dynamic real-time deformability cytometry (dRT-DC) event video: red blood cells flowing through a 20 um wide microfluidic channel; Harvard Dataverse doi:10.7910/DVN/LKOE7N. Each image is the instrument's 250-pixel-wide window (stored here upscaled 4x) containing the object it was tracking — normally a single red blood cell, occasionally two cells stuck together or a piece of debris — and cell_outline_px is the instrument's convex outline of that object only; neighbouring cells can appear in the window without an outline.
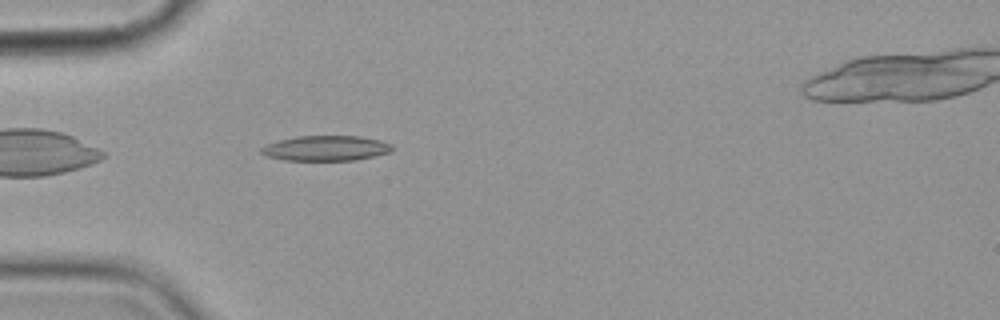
{"species": "common noctule bat (a hibernating species)", "species_latin": "Nyctalus noctula", "temperature_condition": "cold", "stored_images_in_passage": 2, "camera_frame_rate_fps": 3000, "um_per_image_px": 0.085, "animal": {"sex": "female", "body_mass_g": 19.9}, "frame": {"image": 1, "passage_image": 1, "time_ms": 0.0, "image_size_px": [1000, 320], "cell_outline_px": [[392, 152], [356, 160], [284, 160], [264, 156], [260, 152], [260, 148], [264, 144], [296, 136], [360, 136], [380, 140], [392, 144]], "centroid_in_image_um": [27.67, 12.6], "position_along_channel_um": 57.3, "area_um2": 19.36}}